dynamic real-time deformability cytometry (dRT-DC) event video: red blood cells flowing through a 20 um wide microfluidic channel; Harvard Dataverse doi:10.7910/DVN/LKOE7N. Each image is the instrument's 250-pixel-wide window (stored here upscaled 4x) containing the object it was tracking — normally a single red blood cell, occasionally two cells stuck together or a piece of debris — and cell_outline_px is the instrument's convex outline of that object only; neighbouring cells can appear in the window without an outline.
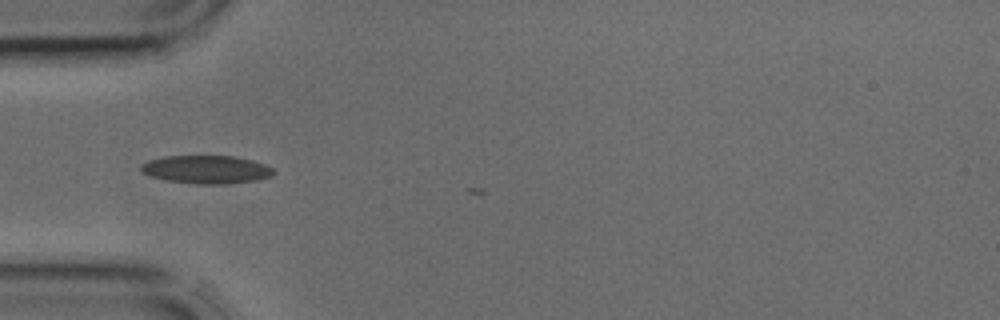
{"species": "common noctule bat (a hibernating species)", "species_latin": "Nyctalus noctula", "temperature_condition": "cold", "stored_images_in_passage": 3, "camera_frame_rate_fps": 3000, "um_per_image_px": 0.085, "animal": {"sex": "male", "body_mass_g": 17.9, "forearm_length_mm": 54.2}, "frame": {"image": 1, "passage_image": 2, "time_ms": 0.333, "image_size_px": [1000, 320], "cell_outline_px": [[276, 172], [272, 176], [256, 180], [224, 184], [196, 184], [168, 180], [152, 176], [140, 172], [140, 164], [148, 160], [164, 156], [236, 156], [252, 160], [264, 164], [272, 168]], "centroid_in_image_um": [17.53, 14.4], "position_along_channel_um": 67.5, "area_um2": 21.79}}